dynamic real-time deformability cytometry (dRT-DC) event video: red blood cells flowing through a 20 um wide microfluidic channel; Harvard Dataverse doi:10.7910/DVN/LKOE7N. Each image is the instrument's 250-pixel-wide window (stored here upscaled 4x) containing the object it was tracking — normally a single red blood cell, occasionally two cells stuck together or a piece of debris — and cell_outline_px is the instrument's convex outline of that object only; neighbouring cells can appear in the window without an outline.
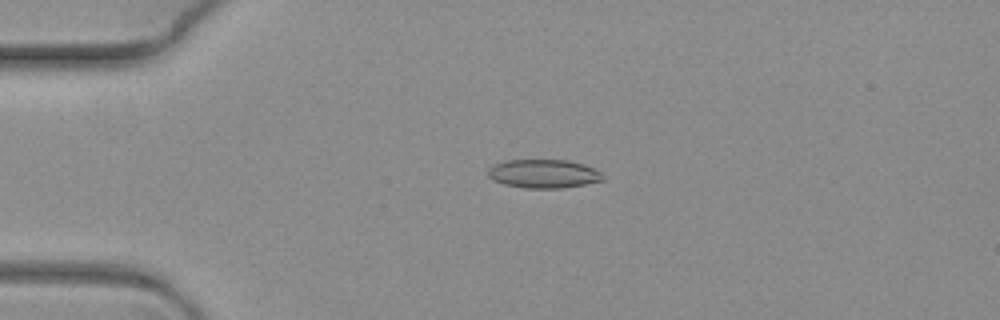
{"species": "common noctule bat (a hibernating species)", "species_latin": "Nyctalus noctula", "temperature_condition": "warm", "stored_images_in_passage": 5, "camera_frame_rate_fps": 3000, "um_per_image_px": 0.085, "animal": {"sex": "female", "body_mass_g": 19.3, "forearm_length_mm": 54.1}, "frame": {"image": 1, "passage_image": 4, "time_ms": 1.0, "image_size_px": [1000, 320], "cell_outline_px": [[604, 180], [584, 184], [560, 188], [524, 188], [504, 184], [492, 180], [488, 176], [488, 168], [492, 164], [504, 160], [568, 160], [584, 164], [600, 172], [604, 176]], "centroid_in_image_um": [46.16, 14.76], "position_along_channel_um": 38.8, "area_um2": 19.25}}